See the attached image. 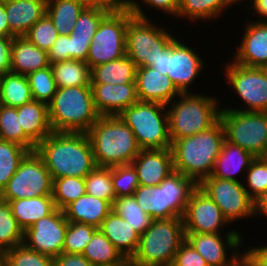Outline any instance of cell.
Listing matches in <instances>:
<instances>
[{"instance_id": "obj_13", "label": "cell", "mask_w": 267, "mask_h": 266, "mask_svg": "<svg viewBox=\"0 0 267 266\" xmlns=\"http://www.w3.org/2000/svg\"><path fill=\"white\" fill-rule=\"evenodd\" d=\"M53 179L42 158L31 151L21 160L17 171L0 192V199L10 200L52 195Z\"/></svg>"}, {"instance_id": "obj_18", "label": "cell", "mask_w": 267, "mask_h": 266, "mask_svg": "<svg viewBox=\"0 0 267 266\" xmlns=\"http://www.w3.org/2000/svg\"><path fill=\"white\" fill-rule=\"evenodd\" d=\"M182 217L185 233H220L227 224L230 227L220 208L198 186L192 192Z\"/></svg>"}, {"instance_id": "obj_19", "label": "cell", "mask_w": 267, "mask_h": 266, "mask_svg": "<svg viewBox=\"0 0 267 266\" xmlns=\"http://www.w3.org/2000/svg\"><path fill=\"white\" fill-rule=\"evenodd\" d=\"M232 60L242 66L267 68V21L249 20Z\"/></svg>"}, {"instance_id": "obj_36", "label": "cell", "mask_w": 267, "mask_h": 266, "mask_svg": "<svg viewBox=\"0 0 267 266\" xmlns=\"http://www.w3.org/2000/svg\"><path fill=\"white\" fill-rule=\"evenodd\" d=\"M0 139L16 143L29 152L35 151L36 144L24 133L20 125L17 108L0 104Z\"/></svg>"}, {"instance_id": "obj_47", "label": "cell", "mask_w": 267, "mask_h": 266, "mask_svg": "<svg viewBox=\"0 0 267 266\" xmlns=\"http://www.w3.org/2000/svg\"><path fill=\"white\" fill-rule=\"evenodd\" d=\"M24 37L41 50L48 52L57 40L58 32L52 20L45 14L29 29Z\"/></svg>"}, {"instance_id": "obj_43", "label": "cell", "mask_w": 267, "mask_h": 266, "mask_svg": "<svg viewBox=\"0 0 267 266\" xmlns=\"http://www.w3.org/2000/svg\"><path fill=\"white\" fill-rule=\"evenodd\" d=\"M4 266H53V258L21 244L4 252Z\"/></svg>"}, {"instance_id": "obj_24", "label": "cell", "mask_w": 267, "mask_h": 266, "mask_svg": "<svg viewBox=\"0 0 267 266\" xmlns=\"http://www.w3.org/2000/svg\"><path fill=\"white\" fill-rule=\"evenodd\" d=\"M47 0H13L5 2L11 32L24 36L46 14Z\"/></svg>"}, {"instance_id": "obj_37", "label": "cell", "mask_w": 267, "mask_h": 266, "mask_svg": "<svg viewBox=\"0 0 267 266\" xmlns=\"http://www.w3.org/2000/svg\"><path fill=\"white\" fill-rule=\"evenodd\" d=\"M112 211L127 221L140 235L152 223V217L147 214L136 202L134 195L115 198Z\"/></svg>"}, {"instance_id": "obj_34", "label": "cell", "mask_w": 267, "mask_h": 266, "mask_svg": "<svg viewBox=\"0 0 267 266\" xmlns=\"http://www.w3.org/2000/svg\"><path fill=\"white\" fill-rule=\"evenodd\" d=\"M33 100L26 75L7 72L0 75V104L18 108Z\"/></svg>"}, {"instance_id": "obj_54", "label": "cell", "mask_w": 267, "mask_h": 266, "mask_svg": "<svg viewBox=\"0 0 267 266\" xmlns=\"http://www.w3.org/2000/svg\"><path fill=\"white\" fill-rule=\"evenodd\" d=\"M13 38L0 37V75L10 72Z\"/></svg>"}, {"instance_id": "obj_25", "label": "cell", "mask_w": 267, "mask_h": 266, "mask_svg": "<svg viewBox=\"0 0 267 266\" xmlns=\"http://www.w3.org/2000/svg\"><path fill=\"white\" fill-rule=\"evenodd\" d=\"M99 229L128 261L132 258L137 251L140 234L127 221L111 211Z\"/></svg>"}, {"instance_id": "obj_50", "label": "cell", "mask_w": 267, "mask_h": 266, "mask_svg": "<svg viewBox=\"0 0 267 266\" xmlns=\"http://www.w3.org/2000/svg\"><path fill=\"white\" fill-rule=\"evenodd\" d=\"M171 266H209L206 260L185 240Z\"/></svg>"}, {"instance_id": "obj_26", "label": "cell", "mask_w": 267, "mask_h": 266, "mask_svg": "<svg viewBox=\"0 0 267 266\" xmlns=\"http://www.w3.org/2000/svg\"><path fill=\"white\" fill-rule=\"evenodd\" d=\"M255 158L242 147L232 144L225 139L211 175L219 179L242 182L237 179L239 178L238 174L246 173Z\"/></svg>"}, {"instance_id": "obj_49", "label": "cell", "mask_w": 267, "mask_h": 266, "mask_svg": "<svg viewBox=\"0 0 267 266\" xmlns=\"http://www.w3.org/2000/svg\"><path fill=\"white\" fill-rule=\"evenodd\" d=\"M141 2V3H139ZM181 0H126V7L133 13L134 16L140 18H149L145 13L142 4L147 8H154L159 10L161 13L171 15L172 18L177 15ZM141 4V5H140ZM149 6V7H148Z\"/></svg>"}, {"instance_id": "obj_11", "label": "cell", "mask_w": 267, "mask_h": 266, "mask_svg": "<svg viewBox=\"0 0 267 266\" xmlns=\"http://www.w3.org/2000/svg\"><path fill=\"white\" fill-rule=\"evenodd\" d=\"M220 120L228 142L254 157L263 156L267 148V112L228 110L222 106Z\"/></svg>"}, {"instance_id": "obj_40", "label": "cell", "mask_w": 267, "mask_h": 266, "mask_svg": "<svg viewBox=\"0 0 267 266\" xmlns=\"http://www.w3.org/2000/svg\"><path fill=\"white\" fill-rule=\"evenodd\" d=\"M29 151L13 142L0 139V192L17 171Z\"/></svg>"}, {"instance_id": "obj_30", "label": "cell", "mask_w": 267, "mask_h": 266, "mask_svg": "<svg viewBox=\"0 0 267 266\" xmlns=\"http://www.w3.org/2000/svg\"><path fill=\"white\" fill-rule=\"evenodd\" d=\"M133 61L124 57L97 65L91 69V84H136Z\"/></svg>"}, {"instance_id": "obj_9", "label": "cell", "mask_w": 267, "mask_h": 266, "mask_svg": "<svg viewBox=\"0 0 267 266\" xmlns=\"http://www.w3.org/2000/svg\"><path fill=\"white\" fill-rule=\"evenodd\" d=\"M152 22V18L133 16L127 23L126 55L137 68L150 67L176 39L172 30Z\"/></svg>"}, {"instance_id": "obj_46", "label": "cell", "mask_w": 267, "mask_h": 266, "mask_svg": "<svg viewBox=\"0 0 267 266\" xmlns=\"http://www.w3.org/2000/svg\"><path fill=\"white\" fill-rule=\"evenodd\" d=\"M245 181L242 183L249 196L256 201L267 189V161L256 157L250 164ZM248 186V187H247Z\"/></svg>"}, {"instance_id": "obj_38", "label": "cell", "mask_w": 267, "mask_h": 266, "mask_svg": "<svg viewBox=\"0 0 267 266\" xmlns=\"http://www.w3.org/2000/svg\"><path fill=\"white\" fill-rule=\"evenodd\" d=\"M24 231L13 216L9 202L0 199V251L23 244Z\"/></svg>"}, {"instance_id": "obj_31", "label": "cell", "mask_w": 267, "mask_h": 266, "mask_svg": "<svg viewBox=\"0 0 267 266\" xmlns=\"http://www.w3.org/2000/svg\"><path fill=\"white\" fill-rule=\"evenodd\" d=\"M82 255L93 266H123L128 262L99 228L92 234Z\"/></svg>"}, {"instance_id": "obj_29", "label": "cell", "mask_w": 267, "mask_h": 266, "mask_svg": "<svg viewBox=\"0 0 267 266\" xmlns=\"http://www.w3.org/2000/svg\"><path fill=\"white\" fill-rule=\"evenodd\" d=\"M9 203L23 231L56 209L52 195L10 200Z\"/></svg>"}, {"instance_id": "obj_2", "label": "cell", "mask_w": 267, "mask_h": 266, "mask_svg": "<svg viewBox=\"0 0 267 266\" xmlns=\"http://www.w3.org/2000/svg\"><path fill=\"white\" fill-rule=\"evenodd\" d=\"M224 140L225 130L219 119L207 130L172 141L174 171L199 185L211 176Z\"/></svg>"}, {"instance_id": "obj_15", "label": "cell", "mask_w": 267, "mask_h": 266, "mask_svg": "<svg viewBox=\"0 0 267 266\" xmlns=\"http://www.w3.org/2000/svg\"><path fill=\"white\" fill-rule=\"evenodd\" d=\"M198 187L214 201L230 224L255 217V201L249 196L242 182L219 179L211 175Z\"/></svg>"}, {"instance_id": "obj_5", "label": "cell", "mask_w": 267, "mask_h": 266, "mask_svg": "<svg viewBox=\"0 0 267 266\" xmlns=\"http://www.w3.org/2000/svg\"><path fill=\"white\" fill-rule=\"evenodd\" d=\"M177 98L166 105L171 141L207 130L220 119V103L214 95L188 92Z\"/></svg>"}, {"instance_id": "obj_62", "label": "cell", "mask_w": 267, "mask_h": 266, "mask_svg": "<svg viewBox=\"0 0 267 266\" xmlns=\"http://www.w3.org/2000/svg\"><path fill=\"white\" fill-rule=\"evenodd\" d=\"M262 158H263L264 160L267 161V148H266V151H265V153L263 154Z\"/></svg>"}, {"instance_id": "obj_8", "label": "cell", "mask_w": 267, "mask_h": 266, "mask_svg": "<svg viewBox=\"0 0 267 266\" xmlns=\"http://www.w3.org/2000/svg\"><path fill=\"white\" fill-rule=\"evenodd\" d=\"M118 116L133 131L141 149L171 148L166 105L138 100Z\"/></svg>"}, {"instance_id": "obj_52", "label": "cell", "mask_w": 267, "mask_h": 266, "mask_svg": "<svg viewBox=\"0 0 267 266\" xmlns=\"http://www.w3.org/2000/svg\"><path fill=\"white\" fill-rule=\"evenodd\" d=\"M91 41L92 39H81L69 36L70 60L86 62Z\"/></svg>"}, {"instance_id": "obj_32", "label": "cell", "mask_w": 267, "mask_h": 266, "mask_svg": "<svg viewBox=\"0 0 267 266\" xmlns=\"http://www.w3.org/2000/svg\"><path fill=\"white\" fill-rule=\"evenodd\" d=\"M236 5L232 0H181L176 19L184 18L198 23L218 19L224 11Z\"/></svg>"}, {"instance_id": "obj_22", "label": "cell", "mask_w": 267, "mask_h": 266, "mask_svg": "<svg viewBox=\"0 0 267 266\" xmlns=\"http://www.w3.org/2000/svg\"><path fill=\"white\" fill-rule=\"evenodd\" d=\"M100 116H118L138 101L136 84H90Z\"/></svg>"}, {"instance_id": "obj_60", "label": "cell", "mask_w": 267, "mask_h": 266, "mask_svg": "<svg viewBox=\"0 0 267 266\" xmlns=\"http://www.w3.org/2000/svg\"><path fill=\"white\" fill-rule=\"evenodd\" d=\"M234 266H257L247 254H245Z\"/></svg>"}, {"instance_id": "obj_57", "label": "cell", "mask_w": 267, "mask_h": 266, "mask_svg": "<svg viewBox=\"0 0 267 266\" xmlns=\"http://www.w3.org/2000/svg\"><path fill=\"white\" fill-rule=\"evenodd\" d=\"M0 37L1 38H14L15 35L11 32L7 14L5 11V2L0 0Z\"/></svg>"}, {"instance_id": "obj_7", "label": "cell", "mask_w": 267, "mask_h": 266, "mask_svg": "<svg viewBox=\"0 0 267 266\" xmlns=\"http://www.w3.org/2000/svg\"><path fill=\"white\" fill-rule=\"evenodd\" d=\"M197 186L193 180L174 172L156 187L139 185L133 195L153 220L168 219L184 215L186 204Z\"/></svg>"}, {"instance_id": "obj_44", "label": "cell", "mask_w": 267, "mask_h": 266, "mask_svg": "<svg viewBox=\"0 0 267 266\" xmlns=\"http://www.w3.org/2000/svg\"><path fill=\"white\" fill-rule=\"evenodd\" d=\"M97 229L90 224L68 222L62 253L82 254Z\"/></svg>"}, {"instance_id": "obj_63", "label": "cell", "mask_w": 267, "mask_h": 266, "mask_svg": "<svg viewBox=\"0 0 267 266\" xmlns=\"http://www.w3.org/2000/svg\"><path fill=\"white\" fill-rule=\"evenodd\" d=\"M235 4H239L240 2H243V0H232ZM245 1H247V0H245ZM249 1V0H248Z\"/></svg>"}, {"instance_id": "obj_59", "label": "cell", "mask_w": 267, "mask_h": 266, "mask_svg": "<svg viewBox=\"0 0 267 266\" xmlns=\"http://www.w3.org/2000/svg\"><path fill=\"white\" fill-rule=\"evenodd\" d=\"M255 215L257 216H267V189L265 192L258 197L255 201Z\"/></svg>"}, {"instance_id": "obj_21", "label": "cell", "mask_w": 267, "mask_h": 266, "mask_svg": "<svg viewBox=\"0 0 267 266\" xmlns=\"http://www.w3.org/2000/svg\"><path fill=\"white\" fill-rule=\"evenodd\" d=\"M135 83L139 101L168 105L181 94L168 75L152 67H138Z\"/></svg>"}, {"instance_id": "obj_53", "label": "cell", "mask_w": 267, "mask_h": 266, "mask_svg": "<svg viewBox=\"0 0 267 266\" xmlns=\"http://www.w3.org/2000/svg\"><path fill=\"white\" fill-rule=\"evenodd\" d=\"M53 266H93L82 254L61 253L53 258Z\"/></svg>"}, {"instance_id": "obj_48", "label": "cell", "mask_w": 267, "mask_h": 266, "mask_svg": "<svg viewBox=\"0 0 267 266\" xmlns=\"http://www.w3.org/2000/svg\"><path fill=\"white\" fill-rule=\"evenodd\" d=\"M112 168V181L116 198L131 196L139 186V180L131 164Z\"/></svg>"}, {"instance_id": "obj_33", "label": "cell", "mask_w": 267, "mask_h": 266, "mask_svg": "<svg viewBox=\"0 0 267 266\" xmlns=\"http://www.w3.org/2000/svg\"><path fill=\"white\" fill-rule=\"evenodd\" d=\"M86 7L80 0H47L46 14L52 20L58 35H69Z\"/></svg>"}, {"instance_id": "obj_27", "label": "cell", "mask_w": 267, "mask_h": 266, "mask_svg": "<svg viewBox=\"0 0 267 266\" xmlns=\"http://www.w3.org/2000/svg\"><path fill=\"white\" fill-rule=\"evenodd\" d=\"M111 207L108 201L86 193L67 205L63 212L68 222L90 224L99 228L112 211Z\"/></svg>"}, {"instance_id": "obj_1", "label": "cell", "mask_w": 267, "mask_h": 266, "mask_svg": "<svg viewBox=\"0 0 267 266\" xmlns=\"http://www.w3.org/2000/svg\"><path fill=\"white\" fill-rule=\"evenodd\" d=\"M52 179L85 178L97 165L90 139L85 132H52L36 145Z\"/></svg>"}, {"instance_id": "obj_16", "label": "cell", "mask_w": 267, "mask_h": 266, "mask_svg": "<svg viewBox=\"0 0 267 266\" xmlns=\"http://www.w3.org/2000/svg\"><path fill=\"white\" fill-rule=\"evenodd\" d=\"M224 234L226 235L223 238L222 233H185V240L209 266H234L246 254V250L238 251L244 238L239 234V230L232 228ZM228 252L231 254L229 258Z\"/></svg>"}, {"instance_id": "obj_42", "label": "cell", "mask_w": 267, "mask_h": 266, "mask_svg": "<svg viewBox=\"0 0 267 266\" xmlns=\"http://www.w3.org/2000/svg\"><path fill=\"white\" fill-rule=\"evenodd\" d=\"M33 100L49 104L57 86L50 66L27 75Z\"/></svg>"}, {"instance_id": "obj_56", "label": "cell", "mask_w": 267, "mask_h": 266, "mask_svg": "<svg viewBox=\"0 0 267 266\" xmlns=\"http://www.w3.org/2000/svg\"><path fill=\"white\" fill-rule=\"evenodd\" d=\"M87 7H102L109 10H117L126 6V0H80Z\"/></svg>"}, {"instance_id": "obj_17", "label": "cell", "mask_w": 267, "mask_h": 266, "mask_svg": "<svg viewBox=\"0 0 267 266\" xmlns=\"http://www.w3.org/2000/svg\"><path fill=\"white\" fill-rule=\"evenodd\" d=\"M68 221L56 208L24 231L23 244L41 254L57 257L62 253Z\"/></svg>"}, {"instance_id": "obj_39", "label": "cell", "mask_w": 267, "mask_h": 266, "mask_svg": "<svg viewBox=\"0 0 267 266\" xmlns=\"http://www.w3.org/2000/svg\"><path fill=\"white\" fill-rule=\"evenodd\" d=\"M85 194L84 178L70 176L53 179L52 196L56 208L60 210Z\"/></svg>"}, {"instance_id": "obj_65", "label": "cell", "mask_w": 267, "mask_h": 266, "mask_svg": "<svg viewBox=\"0 0 267 266\" xmlns=\"http://www.w3.org/2000/svg\"><path fill=\"white\" fill-rule=\"evenodd\" d=\"M1 1H3V2H8V1H13V0H1Z\"/></svg>"}, {"instance_id": "obj_14", "label": "cell", "mask_w": 267, "mask_h": 266, "mask_svg": "<svg viewBox=\"0 0 267 266\" xmlns=\"http://www.w3.org/2000/svg\"><path fill=\"white\" fill-rule=\"evenodd\" d=\"M183 42L176 38L150 67L168 75L181 93H188L191 92L188 88L204 69L205 62L199 52L196 53V48Z\"/></svg>"}, {"instance_id": "obj_64", "label": "cell", "mask_w": 267, "mask_h": 266, "mask_svg": "<svg viewBox=\"0 0 267 266\" xmlns=\"http://www.w3.org/2000/svg\"><path fill=\"white\" fill-rule=\"evenodd\" d=\"M123 266H130L129 261L125 265H123Z\"/></svg>"}, {"instance_id": "obj_23", "label": "cell", "mask_w": 267, "mask_h": 266, "mask_svg": "<svg viewBox=\"0 0 267 266\" xmlns=\"http://www.w3.org/2000/svg\"><path fill=\"white\" fill-rule=\"evenodd\" d=\"M48 66V52L41 50L24 36L13 38L10 72L27 76Z\"/></svg>"}, {"instance_id": "obj_51", "label": "cell", "mask_w": 267, "mask_h": 266, "mask_svg": "<svg viewBox=\"0 0 267 266\" xmlns=\"http://www.w3.org/2000/svg\"><path fill=\"white\" fill-rule=\"evenodd\" d=\"M48 59L50 64L70 60L69 35H58L48 51Z\"/></svg>"}, {"instance_id": "obj_10", "label": "cell", "mask_w": 267, "mask_h": 266, "mask_svg": "<svg viewBox=\"0 0 267 266\" xmlns=\"http://www.w3.org/2000/svg\"><path fill=\"white\" fill-rule=\"evenodd\" d=\"M133 16L125 6L110 11L102 19L89 46L86 63L90 69L126 55L127 23Z\"/></svg>"}, {"instance_id": "obj_41", "label": "cell", "mask_w": 267, "mask_h": 266, "mask_svg": "<svg viewBox=\"0 0 267 266\" xmlns=\"http://www.w3.org/2000/svg\"><path fill=\"white\" fill-rule=\"evenodd\" d=\"M86 193L111 205L116 198L112 181V168L96 167L85 178Z\"/></svg>"}, {"instance_id": "obj_6", "label": "cell", "mask_w": 267, "mask_h": 266, "mask_svg": "<svg viewBox=\"0 0 267 266\" xmlns=\"http://www.w3.org/2000/svg\"><path fill=\"white\" fill-rule=\"evenodd\" d=\"M185 241L183 217L152 220L140 235L137 251L129 260L135 266H171Z\"/></svg>"}, {"instance_id": "obj_4", "label": "cell", "mask_w": 267, "mask_h": 266, "mask_svg": "<svg viewBox=\"0 0 267 266\" xmlns=\"http://www.w3.org/2000/svg\"><path fill=\"white\" fill-rule=\"evenodd\" d=\"M52 132H85L100 117L90 86L57 88L48 104Z\"/></svg>"}, {"instance_id": "obj_3", "label": "cell", "mask_w": 267, "mask_h": 266, "mask_svg": "<svg viewBox=\"0 0 267 266\" xmlns=\"http://www.w3.org/2000/svg\"><path fill=\"white\" fill-rule=\"evenodd\" d=\"M87 135L97 167L131 164L141 151L133 131L119 116H100Z\"/></svg>"}, {"instance_id": "obj_28", "label": "cell", "mask_w": 267, "mask_h": 266, "mask_svg": "<svg viewBox=\"0 0 267 266\" xmlns=\"http://www.w3.org/2000/svg\"><path fill=\"white\" fill-rule=\"evenodd\" d=\"M20 125L24 133L37 145L52 133L48 116V105L37 100L17 108Z\"/></svg>"}, {"instance_id": "obj_12", "label": "cell", "mask_w": 267, "mask_h": 266, "mask_svg": "<svg viewBox=\"0 0 267 266\" xmlns=\"http://www.w3.org/2000/svg\"><path fill=\"white\" fill-rule=\"evenodd\" d=\"M224 65L223 74L228 86L243 102L242 108H226L244 112H267V68L242 66L233 60Z\"/></svg>"}, {"instance_id": "obj_58", "label": "cell", "mask_w": 267, "mask_h": 266, "mask_svg": "<svg viewBox=\"0 0 267 266\" xmlns=\"http://www.w3.org/2000/svg\"><path fill=\"white\" fill-rule=\"evenodd\" d=\"M250 12L257 14V21H267V0H251ZM266 18V19H265Z\"/></svg>"}, {"instance_id": "obj_55", "label": "cell", "mask_w": 267, "mask_h": 266, "mask_svg": "<svg viewBox=\"0 0 267 266\" xmlns=\"http://www.w3.org/2000/svg\"><path fill=\"white\" fill-rule=\"evenodd\" d=\"M261 246V247H260ZM246 254L257 266H267V244L247 247Z\"/></svg>"}, {"instance_id": "obj_61", "label": "cell", "mask_w": 267, "mask_h": 266, "mask_svg": "<svg viewBox=\"0 0 267 266\" xmlns=\"http://www.w3.org/2000/svg\"><path fill=\"white\" fill-rule=\"evenodd\" d=\"M0 266H4V252L0 251Z\"/></svg>"}, {"instance_id": "obj_45", "label": "cell", "mask_w": 267, "mask_h": 266, "mask_svg": "<svg viewBox=\"0 0 267 266\" xmlns=\"http://www.w3.org/2000/svg\"><path fill=\"white\" fill-rule=\"evenodd\" d=\"M111 10L102 7H86L79 15L70 37L92 39L102 19Z\"/></svg>"}, {"instance_id": "obj_35", "label": "cell", "mask_w": 267, "mask_h": 266, "mask_svg": "<svg viewBox=\"0 0 267 266\" xmlns=\"http://www.w3.org/2000/svg\"><path fill=\"white\" fill-rule=\"evenodd\" d=\"M57 88L90 86L91 69L85 61L66 60L50 64Z\"/></svg>"}, {"instance_id": "obj_20", "label": "cell", "mask_w": 267, "mask_h": 266, "mask_svg": "<svg viewBox=\"0 0 267 266\" xmlns=\"http://www.w3.org/2000/svg\"><path fill=\"white\" fill-rule=\"evenodd\" d=\"M131 165L141 186L156 187L175 172L171 148L141 149Z\"/></svg>"}]
</instances>
